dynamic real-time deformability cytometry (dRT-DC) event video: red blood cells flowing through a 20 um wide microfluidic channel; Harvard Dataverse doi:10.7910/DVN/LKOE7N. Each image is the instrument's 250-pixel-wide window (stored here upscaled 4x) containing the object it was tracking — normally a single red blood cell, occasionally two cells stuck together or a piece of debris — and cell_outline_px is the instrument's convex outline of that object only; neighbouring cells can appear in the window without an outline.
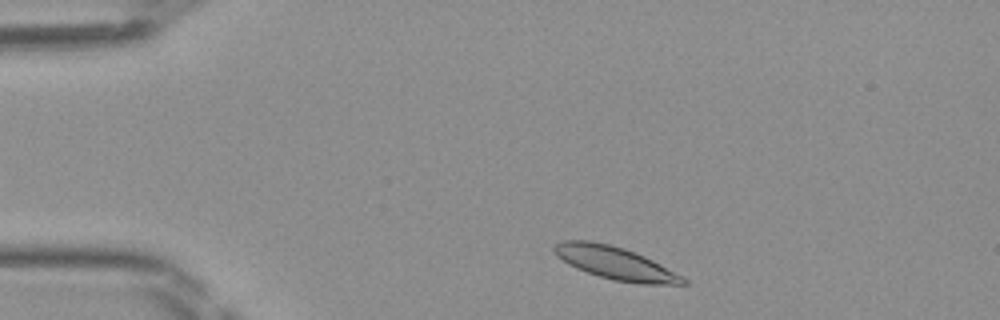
{"species": "Egyptian fruit bat (a non-hibernating species)", "species_latin": "Rousettus aegyptiacus", "temperature_condition": "room temperature", "stored_images_in_passage": 41, "camera_frame_rate_fps": 3000, "um_per_image_px": 0.085, "frame": {"image": 1, "passage_image": 2, "time_ms": 0.333, "image_size_px": [1000, 320], "cell_outline_px": [[688, 284], [644, 284], [612, 280], [576, 268], [568, 264], [556, 256], [552, 248], [556, 244], [564, 240], [592, 240], [624, 248], [644, 256], [660, 264], [688, 280]], "centroid_in_image_um": [52.26, 22.35], "position_along_channel_um": 32.7, "area_um2": 24.39}}
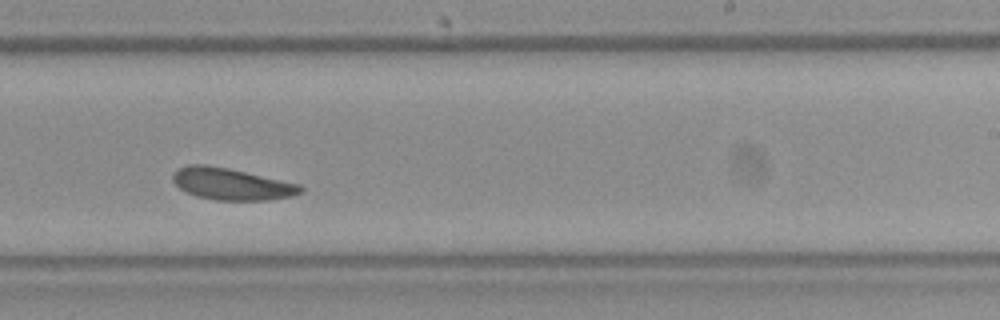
{"frame": {"image": 2, "passage_image": 23, "time_ms": 7.333, "image_size_px": [1000, 320], "cell_outline_px": [[304, 192], [292, 196], [268, 200], [216, 200], [196, 196], [180, 188], [172, 180], [172, 172], [188, 164], [208, 164], [228, 168], [300, 184], [304, 188]], "centroid_in_image_um": [19.68, 15.63], "position_along_channel_um": 269.3, "area_um2": 23.7}}
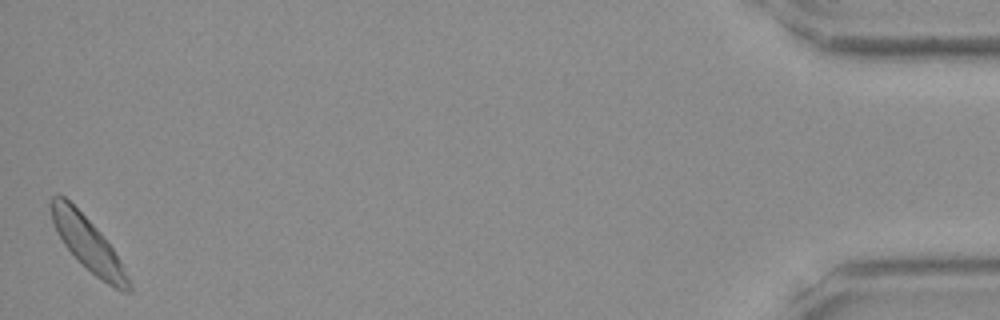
{"frame": {"image": 3, "passage_image": 41, "time_ms": 13.333, "image_size_px": [1000, 320], "cell_outline_px": [[132, 292], [120, 292], [96, 276], [64, 244], [56, 232], [52, 220], [48, 204], [52, 196], [64, 196], [100, 232], [112, 248], [120, 260], [132, 284]], "centroid_in_image_um": [7.49, 20.74], "position_along_channel_um": 427.7, "area_um2": 23.58}}